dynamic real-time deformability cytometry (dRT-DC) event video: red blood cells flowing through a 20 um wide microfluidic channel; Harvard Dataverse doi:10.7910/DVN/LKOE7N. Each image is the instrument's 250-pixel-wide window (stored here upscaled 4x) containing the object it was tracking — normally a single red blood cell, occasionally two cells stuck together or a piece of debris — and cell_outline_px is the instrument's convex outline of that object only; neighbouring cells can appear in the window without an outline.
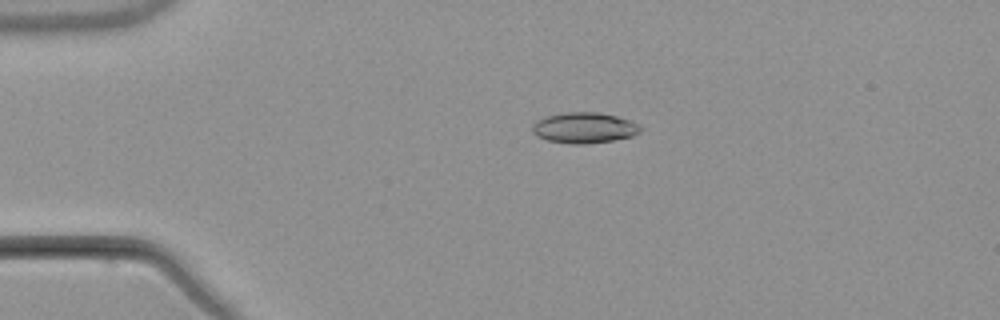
{"species": "common noctule bat (a hibernating species)", "species_latin": "Nyctalus noctula", "temperature_condition": "warm", "stored_images_in_passage": 5, "camera_frame_rate_fps": 3000, "um_per_image_px": 0.085, "animal": {"sex": "male", "body_mass_g": 21.5, "forearm_length_mm": 52.0}, "frame": {"image": 1, "passage_image": 4, "time_ms": 3.667, "image_size_px": [1000, 320], "cell_outline_px": [[644, 128], [640, 132], [632, 136], [612, 140], [584, 144], [568, 144], [548, 140], [536, 136], [532, 132], [532, 124], [536, 120], [548, 116], [564, 112], [600, 112], [616, 116], [628, 120]], "centroid_in_image_um": [49.63, 10.86], "position_along_channel_um": 35.4, "area_um2": 19.36}}